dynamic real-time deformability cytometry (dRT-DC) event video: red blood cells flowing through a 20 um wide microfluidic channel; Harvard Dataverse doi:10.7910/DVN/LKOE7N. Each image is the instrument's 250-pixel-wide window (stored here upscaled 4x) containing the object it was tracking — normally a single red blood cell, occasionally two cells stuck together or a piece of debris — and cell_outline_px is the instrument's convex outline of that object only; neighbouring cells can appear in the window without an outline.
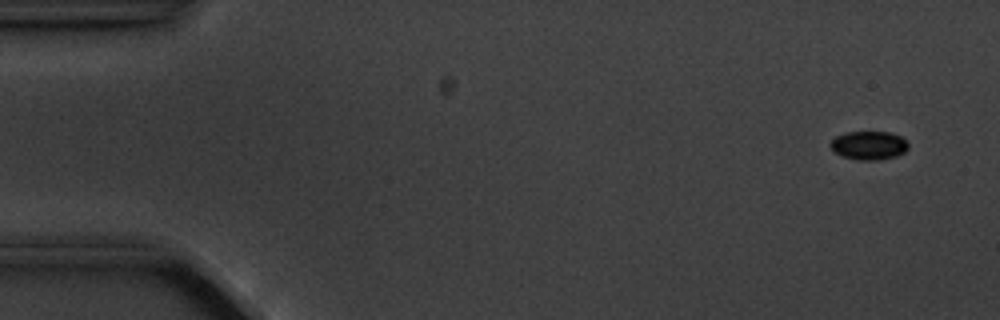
{"species": "common noctule bat (a hibernating species)", "species_latin": "Nyctalus noctula", "temperature_condition": "cold", "stored_images_in_passage": 5, "camera_frame_rate_fps": 3000, "um_per_image_px": 0.085, "animal": {"sex": "male", "body_mass_g": 20.1, "forearm_length_mm": 53.5}, "frame": {"image": 1, "passage_image": 5, "time_ms": 5.333, "image_size_px": [1000, 320], "cell_outline_px": [[908, 148], [904, 152], [896, 156], [880, 160], [856, 160], [844, 156], [836, 152], [828, 144], [836, 136], [844, 132], [888, 132], [900, 136], [908, 144]], "centroid_in_image_um": [73.84, 12.36], "position_along_channel_um": 11.2, "area_um2": 12.89}}